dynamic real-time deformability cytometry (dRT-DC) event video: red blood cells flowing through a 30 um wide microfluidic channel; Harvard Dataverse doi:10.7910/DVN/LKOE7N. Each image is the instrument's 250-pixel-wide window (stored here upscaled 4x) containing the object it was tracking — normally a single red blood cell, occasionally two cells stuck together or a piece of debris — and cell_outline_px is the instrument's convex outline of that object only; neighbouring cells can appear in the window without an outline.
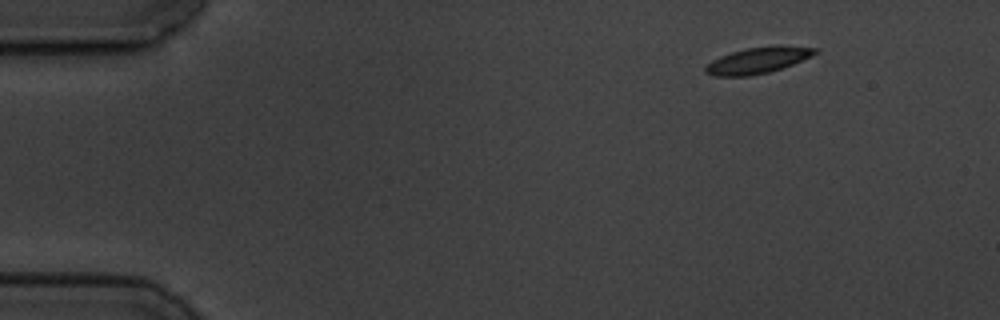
{"species": "common noctule bat (a hibernating species)", "species_latin": "Nyctalus noctula", "temperature_condition": "cold", "stored_images_in_passage": 5, "segment_of_instrument_passage": [1, 2], "camera_frame_rate_fps": 3000, "um_per_image_px": 0.085, "animal": {"sex": "male", "body_mass_g": 19.5, "forearm_length_mm": 54.6}, "frame": {"image": 1, "passage_image": 1, "time_ms": 0.0, "image_size_px": [1000, 320], "cell_outline_px": [[820, 52], [812, 56], [792, 64], [768, 72], [752, 76], [712, 76], [704, 72], [704, 68], [712, 60], [720, 56], [744, 48], [776, 44], [820, 48]], "centroid_in_image_um": [64.45, 5.1], "position_along_channel_um": 20.6, "area_um2": 17.05}}
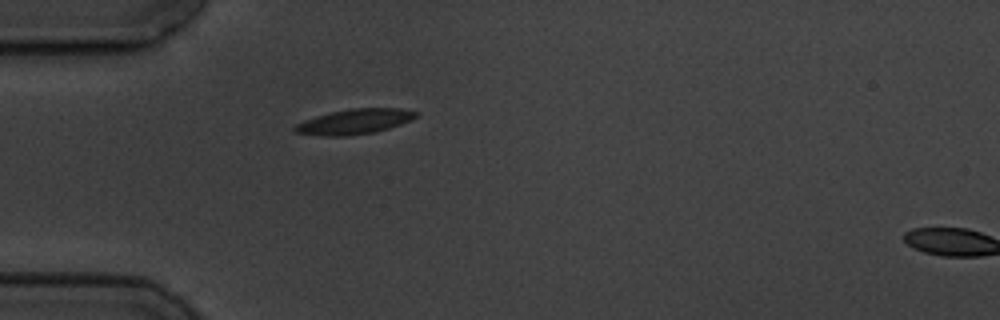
{"frame": {"image": 2, "passage_image": 4, "time_ms": 3.333, "image_size_px": [1000, 320], "cell_outline_px": [[420, 116], [412, 120], [388, 128], [372, 132], [344, 136], [324, 136], [296, 132], [292, 128], [296, 124], [304, 120], [316, 116], [332, 112], [352, 108], [400, 108], [420, 112]], "centroid_in_image_um": [30.18, 10.32], "position_along_channel_um": 54.8, "area_um2": 17.63}}